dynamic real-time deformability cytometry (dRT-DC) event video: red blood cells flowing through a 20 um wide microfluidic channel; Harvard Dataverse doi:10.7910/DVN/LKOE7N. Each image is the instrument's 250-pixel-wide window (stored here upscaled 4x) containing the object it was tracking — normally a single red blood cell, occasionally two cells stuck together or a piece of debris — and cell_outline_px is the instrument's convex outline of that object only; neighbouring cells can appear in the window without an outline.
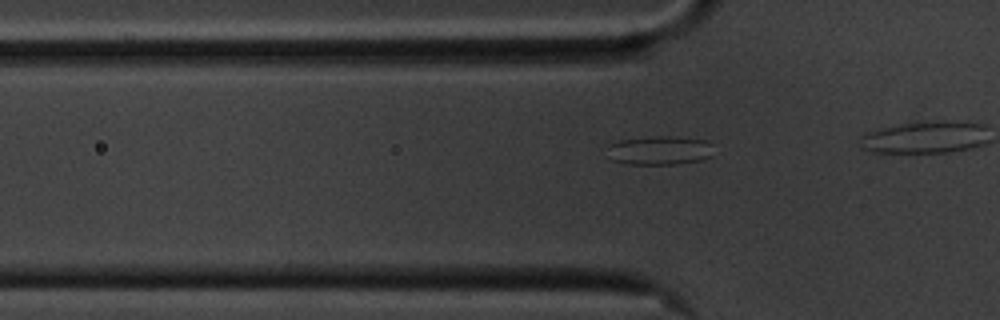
{"species": "common noctule bat (a hibernating species)", "species_latin": "Nyctalus noctula", "temperature_condition": "cold", "stored_images_in_passage": 20, "camera_frame_rate_fps": 3000, "um_per_image_px": 0.085, "animal": {"sex": "male", "body_mass_g": 20.1, "forearm_length_mm": 53.5}, "frame": {"image": 1, "passage_image": 15, "time_ms": 4.667, "image_size_px": [1000, 320], "cell_outline_px": [[712, 156], [700, 160], [676, 164], [624, 164], [612, 160], [608, 144], [620, 140], [652, 136], [672, 136], [704, 140], [712, 144]], "centroid_in_image_um": [56.08, 12.78], "position_along_channel_um": 69.7, "area_um2": 17.86}}